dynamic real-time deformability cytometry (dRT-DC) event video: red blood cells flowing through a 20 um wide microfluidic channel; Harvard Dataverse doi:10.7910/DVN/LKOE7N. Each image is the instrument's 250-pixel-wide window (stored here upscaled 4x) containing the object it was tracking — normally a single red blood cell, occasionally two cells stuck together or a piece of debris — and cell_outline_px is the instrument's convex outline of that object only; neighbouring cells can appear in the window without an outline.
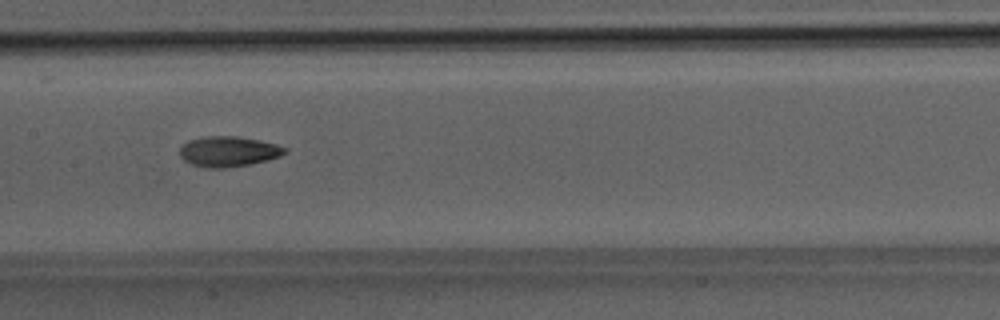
{"species": "Egyptian fruit bat (a non-hibernating species)", "species_latin": "Rousettus aegyptiacus", "temperature_condition": "room temperature", "stored_images_in_passage": 35, "camera_frame_rate_fps": 3000, "um_per_image_px": 0.085, "animal": {"sex": "male"}, "frame": {"image": 1, "passage_image": 10, "time_ms": 3.0, "image_size_px": [1000, 320], "cell_outline_px": [[288, 152], [280, 156], [268, 160], [252, 164], [224, 168], [208, 168], [192, 164], [184, 160], [180, 156], [180, 148], [188, 140], [208, 136], [236, 136], [276, 144], [288, 148]], "centroid_in_image_um": [19.44, 12.88], "position_along_channel_um": 188.0, "area_um2": 18.55}}
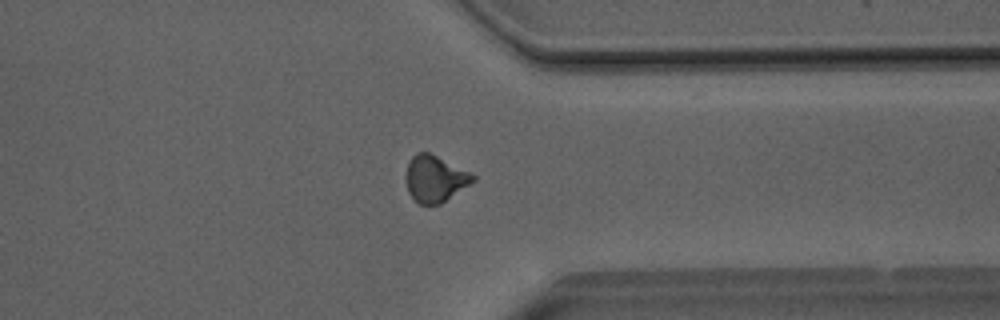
{"frame": {"image": 2, "passage_image": 24, "time_ms": 7.667, "image_size_px": [1000, 320], "cell_outline_px": [[476, 180], [440, 204], [420, 204], [408, 192], [408, 160], [416, 152], [428, 152], [476, 176]], "centroid_in_image_um": [36.98, 15.19], "position_along_channel_um": 374.4, "area_um2": 17.51}}
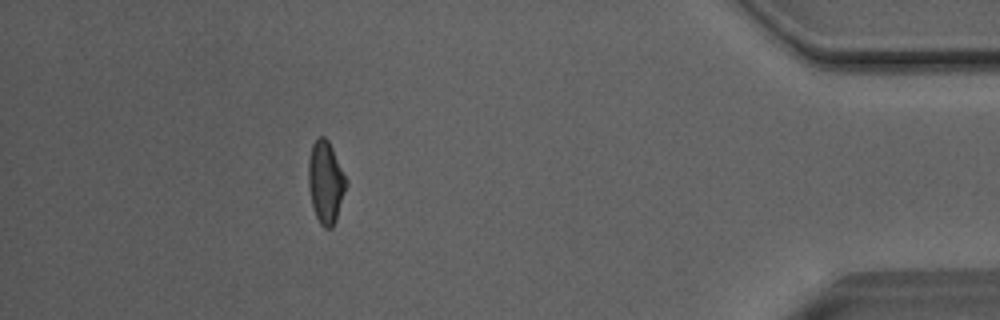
{"frame": {"image": 3, "passage_image": 30, "time_ms": 9.667, "image_size_px": [1000, 320], "cell_outline_px": [[348, 184], [336, 220], [332, 228], [324, 228], [320, 224], [316, 216], [312, 204], [308, 184], [308, 160], [312, 144], [320, 136], [324, 136], [328, 140], [348, 180]], "centroid_in_image_um": [27.69, 15.49], "position_along_channel_um": 407.5, "area_um2": 18.21}, "authors_computed_cell_mechanics": {"area_um2": 17.8602, "velocity_mm_per_s": 4.0549, "shape_relaxation_time_tau1_ms": null, "shape_relaxation_time_tau2_ms": 3.497, "deformation_change_tau1": null, "deformation_change_tau2": 0.1061}}